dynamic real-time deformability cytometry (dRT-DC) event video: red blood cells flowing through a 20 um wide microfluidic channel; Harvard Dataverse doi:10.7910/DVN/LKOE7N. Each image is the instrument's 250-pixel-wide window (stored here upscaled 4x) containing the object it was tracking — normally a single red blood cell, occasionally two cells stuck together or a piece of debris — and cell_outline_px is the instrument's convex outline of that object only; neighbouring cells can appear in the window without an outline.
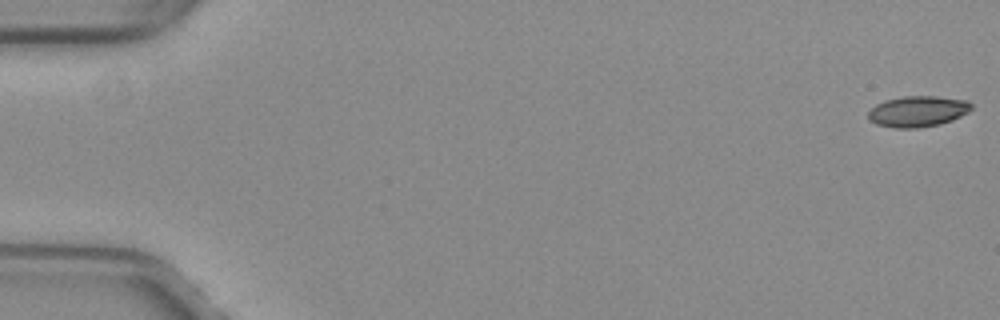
{"species": "common noctule bat (a hibernating species)", "species_latin": "Nyctalus noctula", "temperature_condition": "warm", "stored_images_in_passage": 52, "camera_frame_rate_fps": 3000, "um_per_image_px": 0.085, "animal": {"sex": "female", "body_mass_g": 29.2, "forearm_length_mm": 56.3}, "frame": {"image": 1, "passage_image": 1, "time_ms": 0.0, "image_size_px": [1000, 320], "cell_outline_px": [[972, 108], [968, 112], [952, 120], [940, 124], [916, 128], [896, 128], [876, 124], [868, 120], [868, 112], [876, 104], [884, 100], [900, 96], [936, 96], [968, 100], [972, 104]], "centroid_in_image_um": [78.0, 9.46], "position_along_channel_um": 7.0, "area_um2": 18.73}}
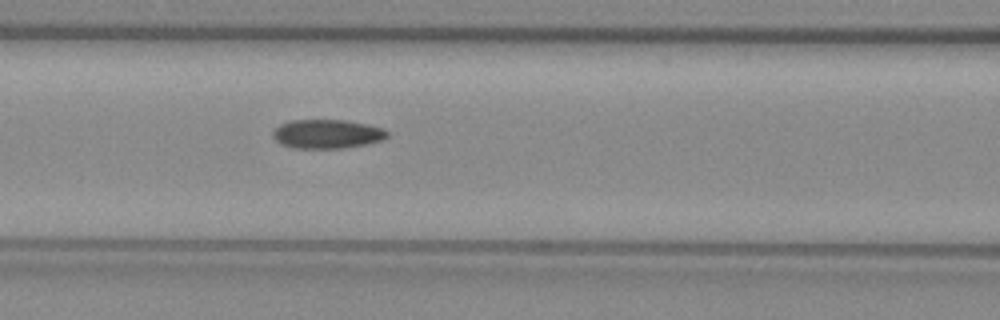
{"frame": {"image": 2, "passage_image": 23, "time_ms": 7.333, "image_size_px": [1000, 320], "cell_outline_px": [[388, 136], [380, 140], [364, 144], [340, 148], [292, 148], [280, 144], [272, 136], [272, 132], [280, 124], [292, 120], [344, 120], [368, 124], [384, 128], [388, 132]], "centroid_in_image_um": [27.77, 11.38], "position_along_channel_um": 138.8, "area_um2": 19.25}}
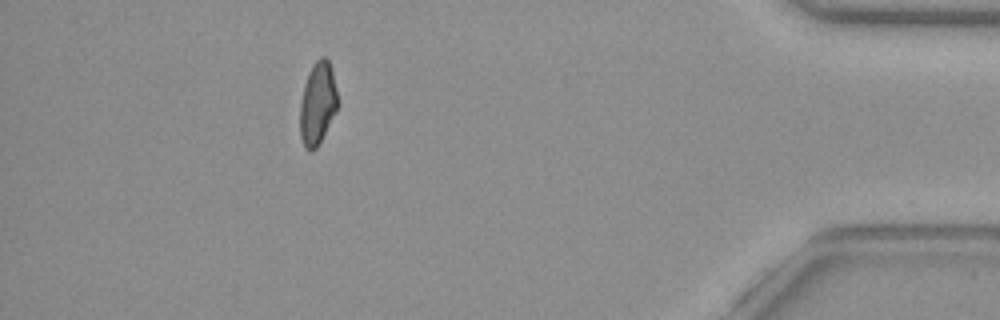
{"frame": {"image": 3, "passage_image": 47, "time_ms": 15.333, "image_size_px": [1000, 320], "cell_outline_px": [[336, 112], [316, 148], [312, 152], [304, 148], [300, 136], [300, 104], [304, 84], [308, 72], [312, 64], [320, 56], [324, 56], [328, 60], [332, 72], [336, 88]], "centroid_in_image_um": [26.96, 8.79], "position_along_channel_um": 408.2, "area_um2": 17.98}, "authors_computed_cell_mechanics": {"area_um2": 19.074, "velocity_mm_per_s": 4.0388, "shape_relaxation_time_tau1_ms": null, "shape_relaxation_time_tau2_ms": 3.3537, "deformation_change_tau1": null, "deformation_change_tau2": 0.0855}}